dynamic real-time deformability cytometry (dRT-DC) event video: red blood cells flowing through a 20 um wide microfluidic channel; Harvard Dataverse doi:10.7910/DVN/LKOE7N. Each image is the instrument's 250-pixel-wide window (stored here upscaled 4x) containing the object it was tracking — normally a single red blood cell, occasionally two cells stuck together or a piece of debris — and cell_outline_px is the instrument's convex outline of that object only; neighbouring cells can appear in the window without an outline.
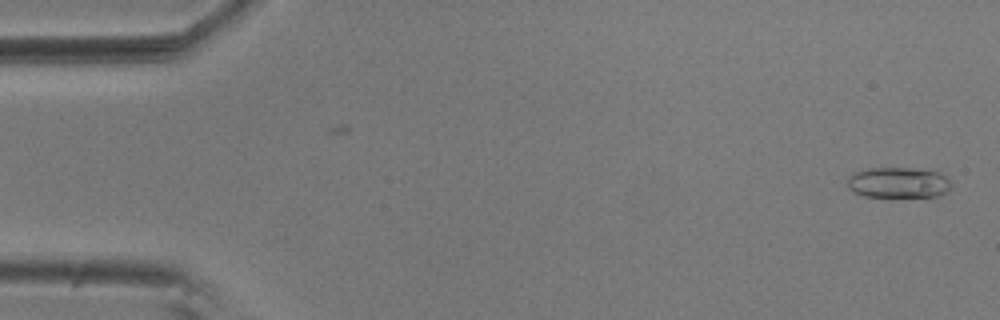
{"species": "common noctule bat (a hibernating species)", "species_latin": "Nyctalus noctula", "temperature_condition": "room temperature", "stored_images_in_passage": 10, "camera_frame_rate_fps": 3000, "um_per_image_px": 0.085, "animal": {"sex": "male", "body_mass_g": 20.5, "forearm_length_mm": 52.5}, "frame": {"image": 1, "passage_image": 2, "time_ms": 0.333, "image_size_px": [1000, 320], "cell_outline_px": [[952, 188], [948, 192], [940, 196], [864, 196], [852, 192], [848, 188], [848, 176], [856, 172], [868, 168], [908, 168], [936, 172], [944, 176], [952, 184]], "centroid_in_image_um": [76.35, 15.53], "position_along_channel_um": 8.6, "area_um2": 18.44}}